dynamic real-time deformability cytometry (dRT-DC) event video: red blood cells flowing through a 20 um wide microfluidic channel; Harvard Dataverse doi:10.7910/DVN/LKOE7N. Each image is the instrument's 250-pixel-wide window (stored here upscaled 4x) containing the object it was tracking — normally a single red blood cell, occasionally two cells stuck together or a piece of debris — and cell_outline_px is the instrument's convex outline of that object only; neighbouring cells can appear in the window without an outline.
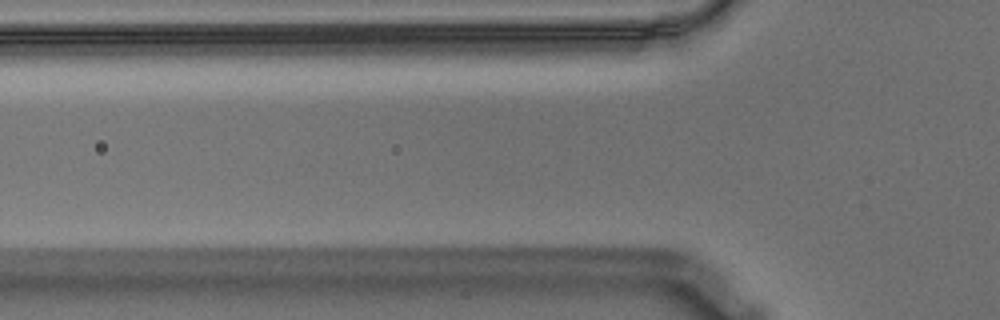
{"species": "Egyptian fruit bat (a non-hibernating species)", "species_latin": "Rousettus aegyptiacus", "temperature_condition": "warm", "stored_images_in_passage": 3, "camera_frame_rate_fps": 3000, "um_per_image_px": 0.085, "animal": {"sex": "male"}, "frame": {"image": 1, "passage_image": 3, "time_ms": 0.667, "image_size_px": [1000, 320], "cell_outline_px": [[272, 252], [252, 256], [176, 256], [136, 252], [136, 248], [152, 240], [244, 240], [272, 248]], "centroid_in_image_um": [17.31, 21.09], "position_along_channel_um": 108.5, "area_um2": 13.58}}